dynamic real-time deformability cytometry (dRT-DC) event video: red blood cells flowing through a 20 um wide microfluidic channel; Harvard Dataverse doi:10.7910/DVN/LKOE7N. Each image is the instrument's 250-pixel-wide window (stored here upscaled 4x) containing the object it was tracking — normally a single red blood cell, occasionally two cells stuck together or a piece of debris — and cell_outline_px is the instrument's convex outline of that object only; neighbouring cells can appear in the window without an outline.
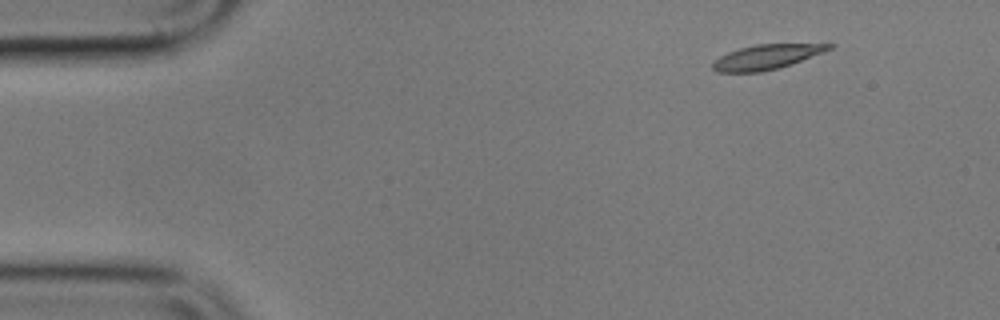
{"species": "common noctule bat (a hibernating species)", "species_latin": "Nyctalus noctula", "temperature_condition": "cold", "stored_images_in_passage": 4, "camera_frame_rate_fps": 3000, "um_per_image_px": 0.085, "animal": {"sex": "male", "body_mass_g": 17.9}, "frame": {"image": 1, "passage_image": 1, "time_ms": 0.0, "image_size_px": [1000, 320], "cell_outline_px": [[836, 44], [832, 48], [824, 52], [792, 64], [760, 72], [716, 72], [712, 68], [712, 64], [720, 56], [728, 52], [740, 48], [756, 44]], "centroid_in_image_um": [65.16, 4.84], "position_along_channel_um": 19.8, "area_um2": 16.59}}
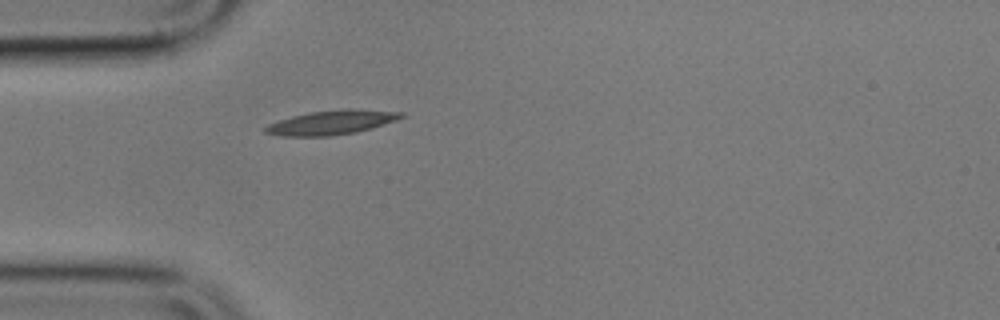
{"frame": {"image": 2, "passage_image": 4, "time_ms": 3.333, "image_size_px": [1000, 320], "cell_outline_px": [[404, 116], [396, 120], [372, 128], [356, 132], [328, 136], [284, 136], [264, 132], [264, 128], [268, 124], [292, 116], [308, 112], [348, 108], [352, 108], [404, 112]], "centroid_in_image_um": [28.21, 10.39], "position_along_channel_um": 56.8, "area_um2": 19.19}}